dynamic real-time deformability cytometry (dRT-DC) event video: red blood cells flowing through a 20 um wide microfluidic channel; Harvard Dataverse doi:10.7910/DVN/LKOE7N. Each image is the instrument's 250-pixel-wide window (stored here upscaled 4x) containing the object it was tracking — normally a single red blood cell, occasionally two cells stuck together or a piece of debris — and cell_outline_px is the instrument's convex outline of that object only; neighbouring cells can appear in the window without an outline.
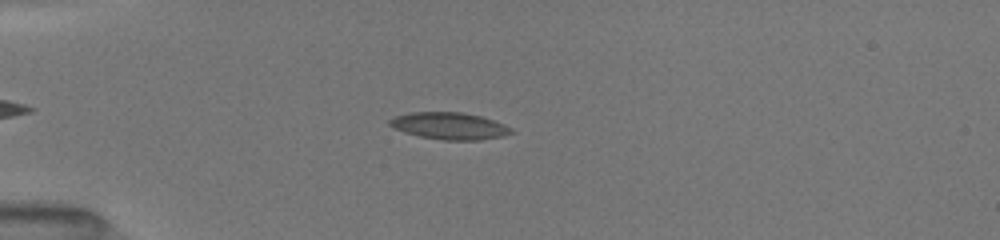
{"species": "common noctule bat (a hibernating species)", "species_latin": "Nyctalus noctula", "temperature_condition": "room temperature", "stored_images_in_passage": 47, "camera_frame_rate_fps": 3000, "um_per_image_px": 0.085, "animal": {"sex": "female", "body_mass_g": 19.5, "forearm_length_mm": 54.1}, "frame": {"image": 1, "passage_image": 14, "time_ms": 4.667, "image_size_px": [1000, 240], "cell_outline_px": [[512, 132], [500, 136], [476, 140], [444, 140], [420, 136], [396, 128], [388, 124], [388, 120], [396, 116], [412, 112], [460, 112], [480, 116], [492, 120], [508, 128]], "centroid_in_image_um": [38.14, 10.69], "position_along_channel_um": 46.9, "area_um2": 18.38}}
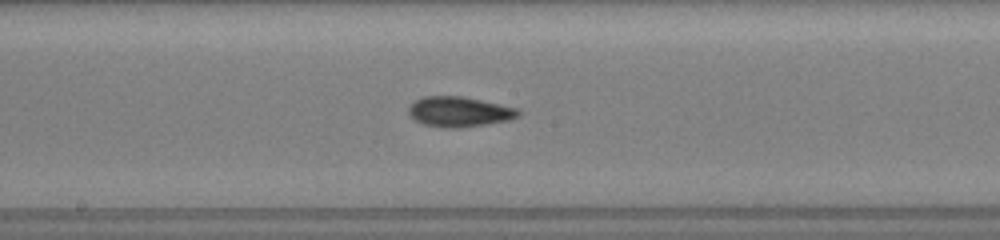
{"frame": {"image": 2, "passage_image": 26, "time_ms": 9.333, "image_size_px": [1000, 240], "cell_outline_px": [[520, 112], [516, 116], [508, 120], [484, 124], [456, 128], [448, 128], [424, 124], [416, 120], [408, 112], [408, 108], [416, 100], [424, 96], [460, 96], [480, 100], [516, 108]], "centroid_in_image_um": [39.0, 9.49], "position_along_channel_um": 209.2, "area_um2": 18.73}}
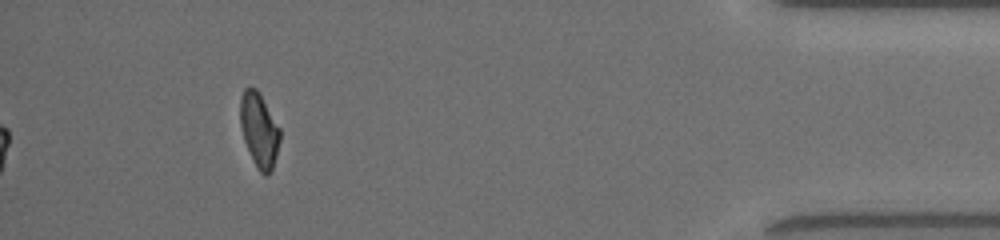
{"frame": {"image": 3, "passage_image": 47, "time_ms": 15.667, "image_size_px": [1000, 240], "cell_outline_px": [[280, 140], [276, 156], [272, 168], [268, 176], [264, 176], [260, 172], [244, 140], [240, 124], [240, 100], [244, 88], [256, 88], [260, 92], [280, 128]], "centroid_in_image_um": [22.04, 11.02], "position_along_channel_um": 413.2, "area_um2": 17.05}, "authors_computed_cell_mechanics": {"area_um2": 17.918, "velocity_mm_per_s": 4.043, "shape_relaxation_time_tau1_ms": 2.4297, "shape_relaxation_time_tau2_ms": 2.0984, "deformation_change_tau1": 0.1062, "deformation_change_tau2": 0.0781}}